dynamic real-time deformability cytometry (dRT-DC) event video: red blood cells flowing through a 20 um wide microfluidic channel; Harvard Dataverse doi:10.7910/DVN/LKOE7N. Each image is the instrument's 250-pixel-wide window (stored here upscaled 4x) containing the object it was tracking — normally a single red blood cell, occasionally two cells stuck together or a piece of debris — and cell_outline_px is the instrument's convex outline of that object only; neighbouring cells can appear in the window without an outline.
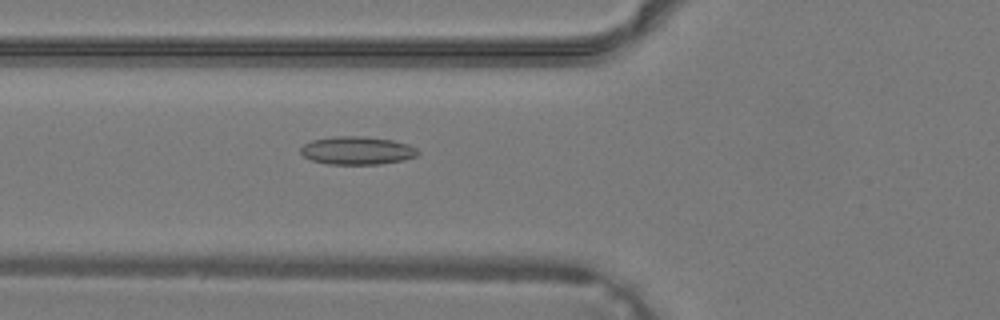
{"species": "common noctule bat (a hibernating species)", "species_latin": "Nyctalus noctula", "temperature_condition": "warm", "stored_images_in_passage": 38, "camera_frame_rate_fps": 3000, "um_per_image_px": 0.085, "animal": {"sex": "male", "body_mass_g": 19.2, "forearm_length_mm": 51.8}, "frame": {"image": 1, "passage_image": 14, "time_ms": 4.333, "image_size_px": [1000, 320], "cell_outline_px": [[420, 152], [416, 156], [404, 160], [380, 164], [328, 164], [312, 160], [304, 156], [300, 152], [300, 148], [304, 144], [312, 140], [332, 136], [364, 136], [392, 140], [408, 144], [416, 148]], "centroid_in_image_um": [30.36, 12.79], "position_along_channel_um": 95.4, "area_um2": 19.25}}
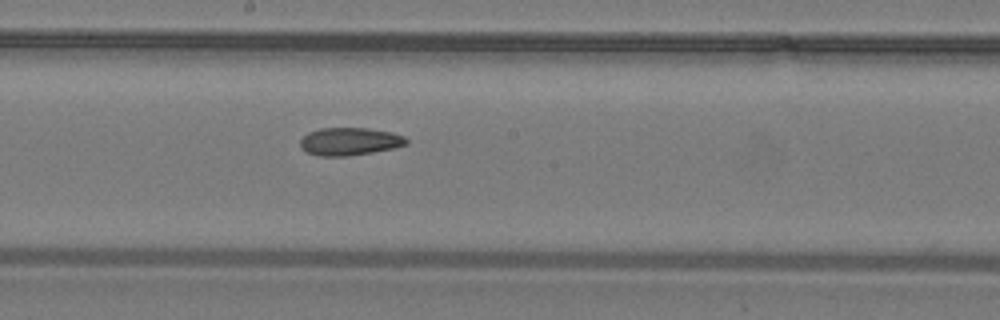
{"frame": {"image": 2, "passage_image": 21, "time_ms": 6.667, "image_size_px": [1000, 320], "cell_outline_px": [[408, 144], [392, 148], [372, 152], [348, 156], [316, 156], [308, 152], [300, 144], [300, 140], [308, 132], [320, 128], [368, 128], [392, 132], [404, 136], [408, 140]], "centroid_in_image_um": [29.73, 12.02], "position_along_channel_um": 218.5, "area_um2": 17.11}}
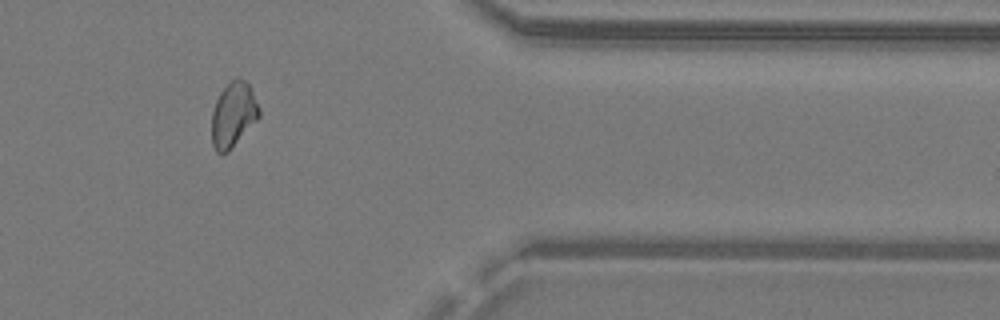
{"frame": {"image": 3, "passage_image": 32, "time_ms": 10.333, "image_size_px": [1000, 320], "cell_outline_px": [[260, 116], [228, 152], [216, 152], [212, 144], [212, 112], [216, 100], [220, 92], [236, 76], [244, 80], [248, 84], [260, 108]], "centroid_in_image_um": [19.82, 9.74], "position_along_channel_um": 391.6, "area_um2": 17.69}}